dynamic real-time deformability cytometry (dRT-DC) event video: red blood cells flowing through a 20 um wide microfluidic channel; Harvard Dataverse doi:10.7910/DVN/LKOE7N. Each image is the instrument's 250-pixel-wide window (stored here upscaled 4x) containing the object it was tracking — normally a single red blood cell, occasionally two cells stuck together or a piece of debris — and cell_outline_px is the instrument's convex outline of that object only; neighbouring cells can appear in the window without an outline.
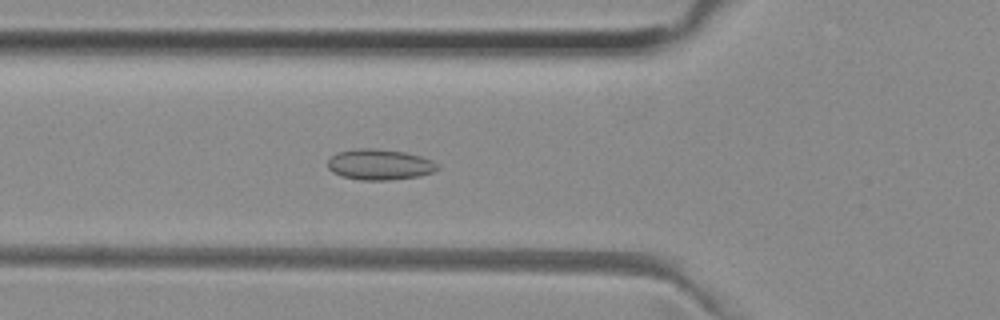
{"species": "common noctule bat (a hibernating species)", "species_latin": "Nyctalus noctula", "temperature_condition": "room temperature", "stored_images_in_passage": 37, "camera_frame_rate_fps": 3000, "um_per_image_px": 0.085, "animal": {"sex": "female", "body_mass_g": 29.2, "forearm_length_mm": 56.3}, "frame": {"image": 1, "passage_image": 4, "time_ms": 1.0, "image_size_px": [1000, 320], "cell_outline_px": [[440, 168], [432, 172], [420, 176], [388, 180], [360, 180], [344, 176], [332, 172], [328, 168], [328, 160], [332, 156], [340, 152], [360, 148], [372, 148], [404, 152], [420, 156], [432, 160], [440, 164]], "centroid_in_image_um": [32.31, 13.99], "position_along_channel_um": 93.5, "area_um2": 19.54}}
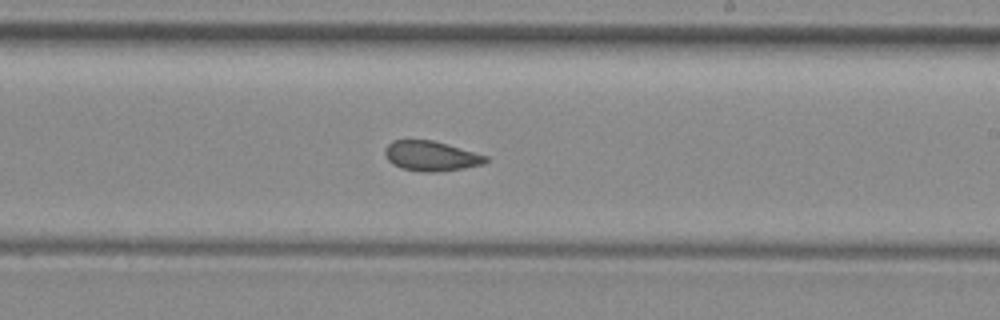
{"frame": {"image": 2, "passage_image": 16, "time_ms": 5.0, "image_size_px": [1000, 320], "cell_outline_px": [[488, 160], [484, 164], [464, 168], [436, 172], [424, 172], [400, 168], [392, 164], [388, 160], [384, 152], [384, 148], [392, 140], [432, 140], [488, 156]], "centroid_in_image_um": [36.61, 13.26], "position_along_channel_um": 252.4, "area_um2": 17.57}}
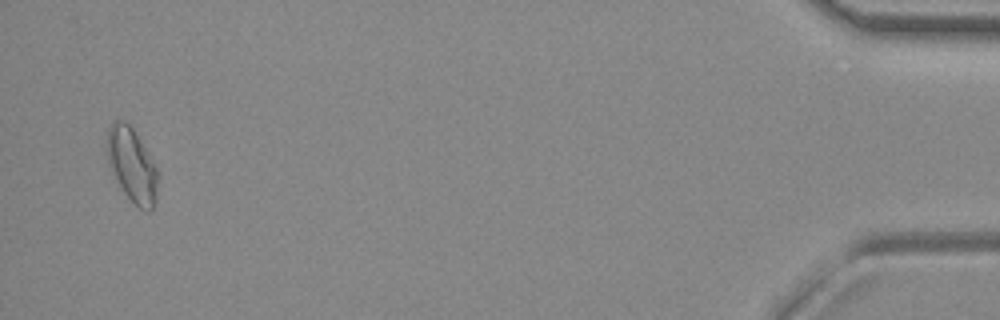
{"frame": {"image": 3, "passage_image": 36, "time_ms": 11.667, "image_size_px": [1000, 320], "cell_outline_px": [[156, 200], [152, 208], [148, 212], [140, 208], [124, 192], [112, 168], [108, 156], [108, 128], [116, 120], [124, 120], [132, 128], [156, 168]], "centroid_in_image_um": [11.23, 14.03], "position_along_channel_um": 424.0, "area_um2": 20.58}, "authors_computed_cell_mechanics": {"area_um2": 18.1492, "velocity_mm_per_s": 3.9681, "shape_relaxation_time_tau1_ms": null, "shape_relaxation_time_tau2_ms": 1.421, "deformation_change_tau1": null, "deformation_change_tau2": 0.0638}}